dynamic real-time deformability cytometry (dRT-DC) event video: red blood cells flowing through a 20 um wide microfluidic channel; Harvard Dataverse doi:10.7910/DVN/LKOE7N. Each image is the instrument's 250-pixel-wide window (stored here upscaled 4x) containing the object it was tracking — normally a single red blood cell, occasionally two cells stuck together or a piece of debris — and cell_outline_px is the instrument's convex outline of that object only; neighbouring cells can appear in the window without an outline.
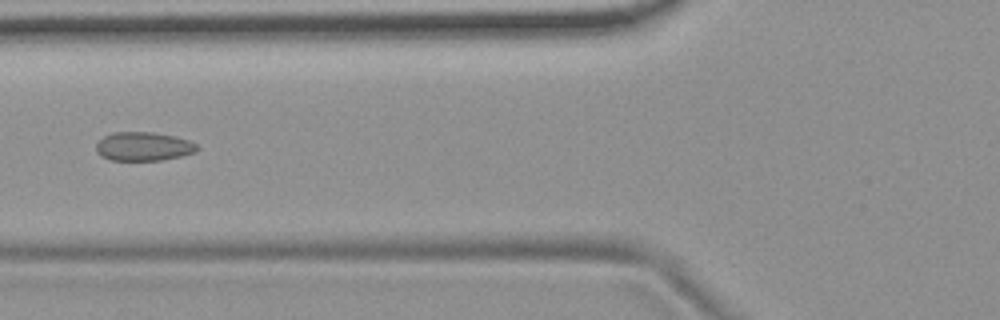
{"species": "common noctule bat (a hibernating species)", "species_latin": "Nyctalus noctula", "temperature_condition": "room temperature", "stored_images_in_passage": 8, "camera_frame_rate_fps": 3000, "um_per_image_px": 0.085, "animal": {"sex": "female", "body_mass_g": 19.9}, "frame": {"image": 1, "passage_image": 7, "time_ms": 2.0, "image_size_px": [1000, 320], "cell_outline_px": [[200, 148], [196, 152], [180, 156], [160, 160], [108, 160], [100, 156], [96, 152], [96, 144], [104, 136], [112, 132], [152, 132], [176, 136], [188, 140], [196, 144]], "centroid_in_image_um": [12.18, 12.44], "position_along_channel_um": 113.6, "area_um2": 17.05}}
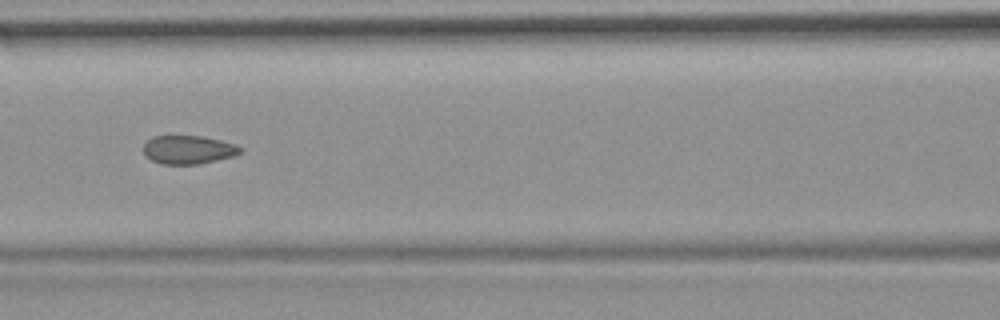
{"frame": {"image": 2, "passage_image": 8, "time_ms": 2.333, "image_size_px": [1000, 320], "cell_outline_px": [[244, 148], [236, 156], [200, 164], [160, 164], [144, 156], [144, 144], [152, 136], [200, 136], [220, 140], [236, 144]], "centroid_in_image_um": [16.03, 12.73], "position_along_channel_um": 150.6, "area_um2": 16.24}}